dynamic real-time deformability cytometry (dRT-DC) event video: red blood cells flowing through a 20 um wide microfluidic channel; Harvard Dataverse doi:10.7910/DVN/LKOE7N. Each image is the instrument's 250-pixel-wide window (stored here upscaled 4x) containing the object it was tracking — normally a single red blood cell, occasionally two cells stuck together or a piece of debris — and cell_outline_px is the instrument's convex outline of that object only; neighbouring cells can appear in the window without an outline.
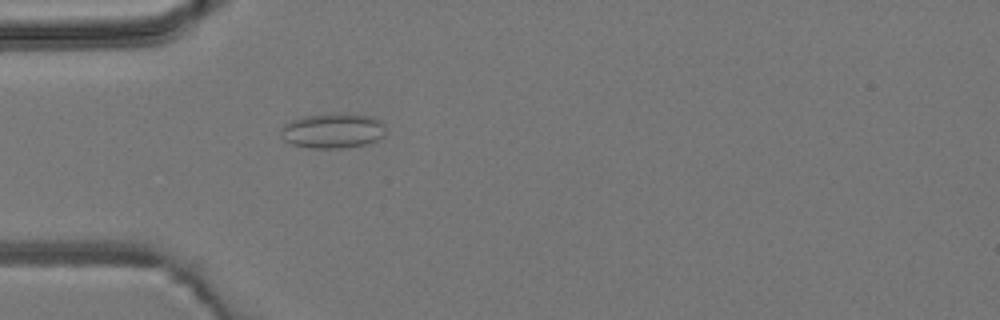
{"species": "common noctule bat (a hibernating species)", "species_latin": "Nyctalus noctula", "temperature_condition": "room temperature", "stored_images_in_passage": 3, "camera_frame_rate_fps": 3000, "um_per_image_px": 0.085, "animal": {"sex": "male", "body_mass_g": 19.2, "forearm_length_mm": 51.8}, "frame": {"image": 1, "passage_image": 3, "time_ms": 2.333, "image_size_px": [1000, 320], "cell_outline_px": [[384, 136], [376, 140], [364, 144], [340, 148], [312, 148], [292, 144], [284, 140], [280, 136], [280, 128], [284, 124], [292, 120], [304, 116], [344, 112], [372, 116], [380, 120], [384, 124]], "centroid_in_image_um": [28.27, 11.09], "position_along_channel_um": 56.7, "area_um2": 21.56}}